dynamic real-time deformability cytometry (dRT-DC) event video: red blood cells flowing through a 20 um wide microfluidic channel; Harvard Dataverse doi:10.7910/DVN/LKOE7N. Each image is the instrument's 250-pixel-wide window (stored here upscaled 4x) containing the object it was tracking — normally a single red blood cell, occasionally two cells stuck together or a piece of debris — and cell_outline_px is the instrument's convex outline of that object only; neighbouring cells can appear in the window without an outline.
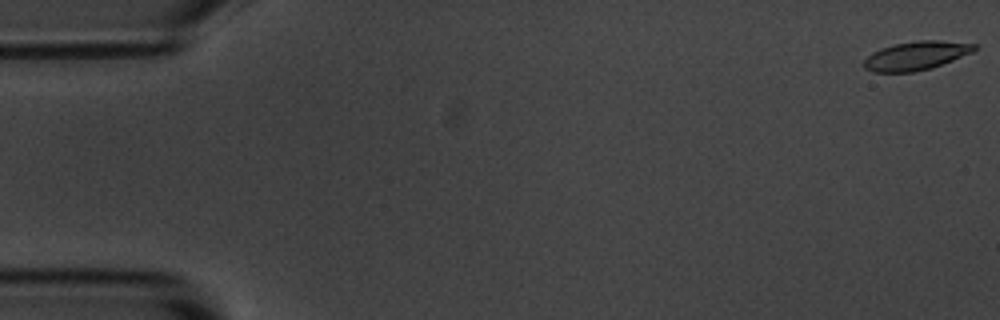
{"species": "common noctule bat (a hibernating species)", "species_latin": "Nyctalus noctula", "temperature_condition": "room temperature", "stored_images_in_passage": 6, "camera_frame_rate_fps": 3000, "um_per_image_px": 0.085, "animal": {"sex": "male", "body_mass_g": 20.1, "forearm_length_mm": 53.5}, "frame": {"image": 1, "passage_image": 1, "time_ms": 0.0, "image_size_px": [1000, 320], "cell_outline_px": [[980, 48], [972, 52], [932, 68], [912, 72], [872, 72], [864, 68], [864, 60], [872, 52], [880, 48], [896, 44], [920, 40], [940, 40], [976, 44]], "centroid_in_image_um": [77.88, 4.73], "position_along_channel_um": 7.1, "area_um2": 18.44}}
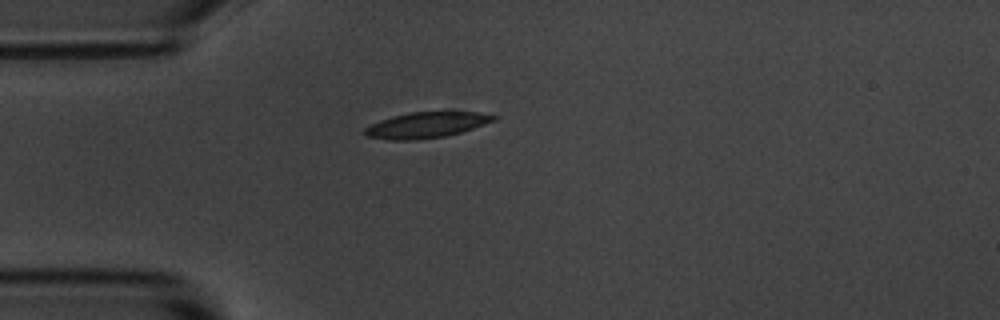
{"frame": {"image": 2, "passage_image": 5, "time_ms": 4.667, "image_size_px": [1000, 320], "cell_outline_px": [[500, 116], [496, 120], [460, 132], [444, 136], [416, 140], [388, 140], [364, 136], [360, 132], [364, 128], [380, 120], [392, 116], [408, 112], [480, 112]], "centroid_in_image_um": [36.18, 10.63], "position_along_channel_um": 48.8, "area_um2": 19.48}}